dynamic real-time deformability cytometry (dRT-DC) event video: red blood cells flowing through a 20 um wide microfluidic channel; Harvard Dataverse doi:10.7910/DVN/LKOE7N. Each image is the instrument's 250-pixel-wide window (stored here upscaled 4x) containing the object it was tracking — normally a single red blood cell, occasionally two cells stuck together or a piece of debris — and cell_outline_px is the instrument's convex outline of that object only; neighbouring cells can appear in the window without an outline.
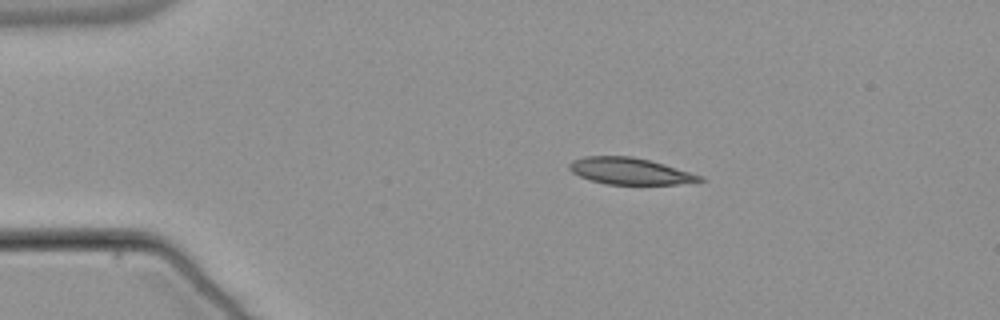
{"species": "common noctule bat (a hibernating species)", "species_latin": "Nyctalus noctula", "temperature_condition": "warm", "stored_images_in_passage": 44, "camera_frame_rate_fps": 3000, "um_per_image_px": 0.085, "animal": {"sex": "male", "body_mass_g": 21.5, "forearm_length_mm": 52.0}, "frame": {"image": 1, "passage_image": 1, "time_ms": 0.0, "image_size_px": [1000, 320], "cell_outline_px": [[708, 180], [676, 184], [608, 184], [592, 180], [580, 176], [572, 172], [568, 168], [568, 164], [572, 160], [584, 156], [632, 156], [664, 164], [704, 176]], "centroid_in_image_um": [53.56, 14.54], "position_along_channel_um": 31.4, "area_um2": 20.17}}
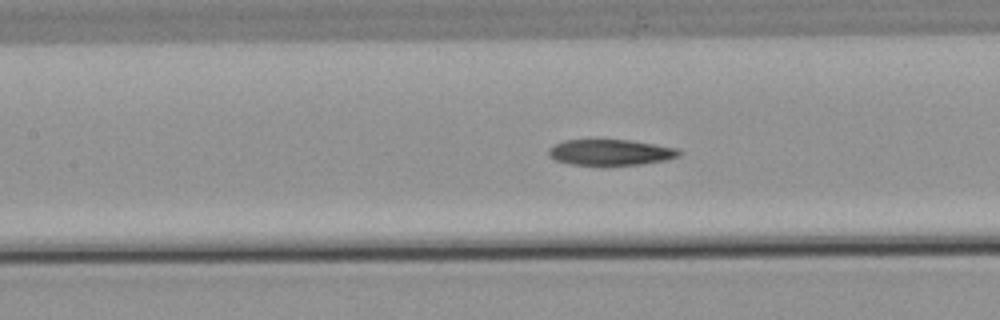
{"frame": {"image": 2, "passage_image": 15, "time_ms": 4.667, "image_size_px": [1000, 320], "cell_outline_px": [[684, 152], [680, 156], [668, 160], [640, 164], [604, 168], [572, 164], [556, 160], [548, 156], [548, 148], [564, 140], [628, 140], [680, 148]], "centroid_in_image_um": [51.93, 12.99], "position_along_channel_um": 155.5, "area_um2": 20.52}}
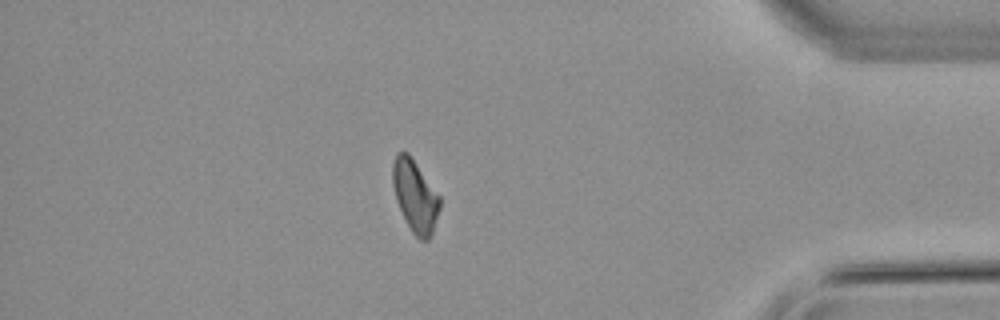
{"frame": {"image": 3, "passage_image": 37, "time_ms": 12.0, "image_size_px": [1000, 320], "cell_outline_px": [[440, 208], [432, 232], [428, 240], [420, 240], [412, 232], [396, 200], [392, 184], [392, 164], [396, 152], [408, 152], [440, 196]], "centroid_in_image_um": [35.27, 16.63], "position_along_channel_um": 399.9, "area_um2": 19.59}, "authors_computed_cell_mechanics": {"area_um2": 20.6057, "velocity_mm_per_s": 3.845, "shape_relaxation_time_tau1_ms": null, "shape_relaxation_time_tau2_ms": 7.016, "deformation_change_tau1": null, "deformation_change_tau2": 0.1534}}